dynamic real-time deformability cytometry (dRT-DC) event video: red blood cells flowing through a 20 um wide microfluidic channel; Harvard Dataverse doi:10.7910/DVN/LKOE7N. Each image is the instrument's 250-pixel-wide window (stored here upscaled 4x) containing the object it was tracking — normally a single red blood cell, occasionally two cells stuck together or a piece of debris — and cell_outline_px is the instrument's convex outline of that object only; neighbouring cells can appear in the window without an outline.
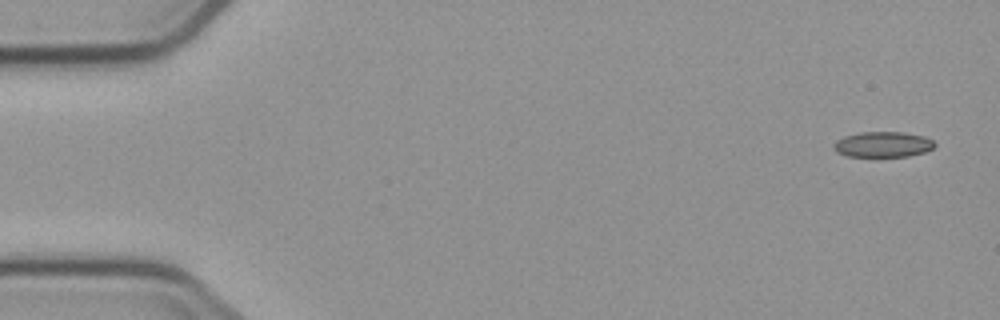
{"species": "common noctule bat (a hibernating species)", "species_latin": "Nyctalus noctula", "temperature_condition": "cold", "stored_images_in_passage": 5, "camera_frame_rate_fps": 3000, "um_per_image_px": 0.085, "animal": {"sex": "male", "body_mass_g": 23.1, "forearm_length_mm": 52.7}, "frame": {"image": 1, "passage_image": 1, "time_ms": 0.0, "image_size_px": [1000, 320], "cell_outline_px": [[936, 144], [932, 148], [924, 152], [908, 156], [848, 156], [836, 152], [832, 148], [832, 144], [836, 140], [844, 136], [860, 132], [904, 132], [924, 136], [932, 140]], "centroid_in_image_um": [75.01, 12.27], "position_along_channel_um": 10.0, "area_um2": 15.03}}
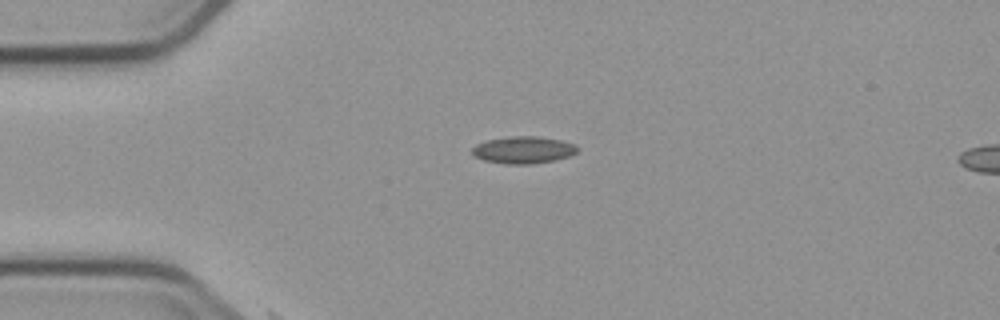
{"frame": {"image": 2, "passage_image": 4, "time_ms": 3.667, "image_size_px": [1000, 320], "cell_outline_px": [[576, 152], [568, 156], [556, 160], [528, 164], [508, 164], [484, 160], [476, 156], [472, 152], [472, 148], [476, 144], [488, 140], [512, 136], [536, 136], [560, 140], [576, 144]], "centroid_in_image_um": [44.48, 12.74], "position_along_channel_um": 40.5, "area_um2": 16.36}}